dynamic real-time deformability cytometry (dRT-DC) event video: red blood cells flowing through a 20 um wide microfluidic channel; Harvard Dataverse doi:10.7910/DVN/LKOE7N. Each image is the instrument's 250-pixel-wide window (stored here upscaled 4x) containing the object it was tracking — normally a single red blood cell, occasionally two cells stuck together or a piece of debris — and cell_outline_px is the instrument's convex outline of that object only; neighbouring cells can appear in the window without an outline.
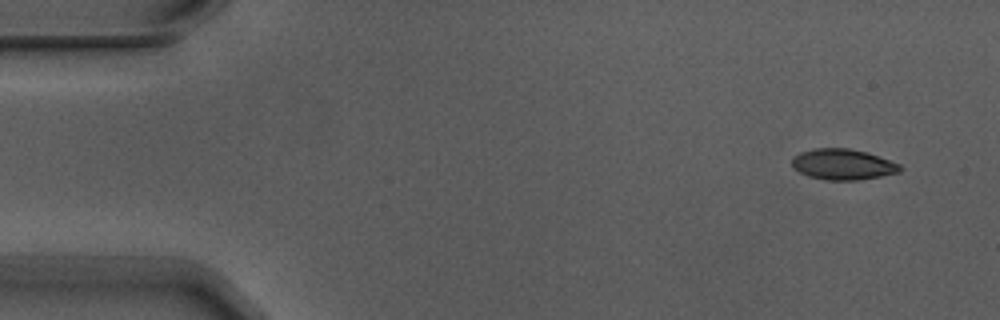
{"species": "Egyptian fruit bat (a non-hibernating species)", "species_latin": "Rousettus aegyptiacus", "temperature_condition": "warm", "stored_images_in_passage": 5, "camera_frame_rate_fps": 3000, "um_per_image_px": 0.085, "animal": {"sex": "male"}, "frame": {"image": 1, "passage_image": 1, "time_ms": 0.0, "image_size_px": [1000, 320], "cell_outline_px": [[904, 168], [900, 172], [880, 176], [856, 180], [828, 180], [808, 176], [792, 168], [792, 156], [800, 152], [816, 148], [848, 148], [864, 152], [900, 164]], "centroid_in_image_um": [71.61, 13.97], "position_along_channel_um": 13.4, "area_um2": 19.25}}
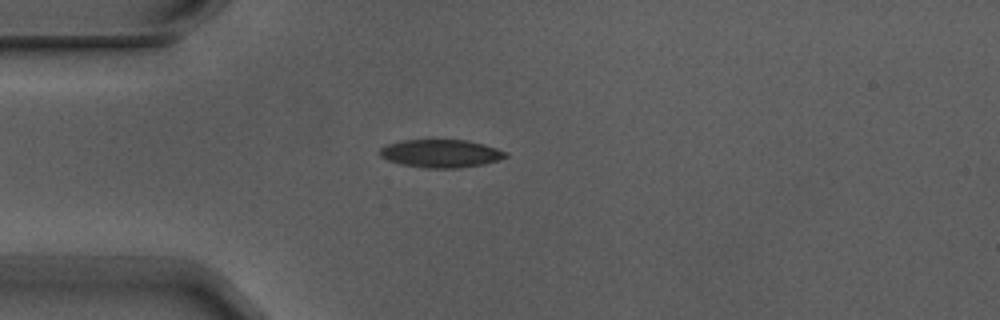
{"frame": {"image": 2, "passage_image": 4, "time_ms": 1.0, "image_size_px": [1000, 320], "cell_outline_px": [[508, 156], [500, 160], [484, 164], [456, 168], [428, 168], [400, 164], [388, 160], [380, 156], [380, 148], [388, 144], [404, 140], [468, 140], [484, 144], [508, 152]], "centroid_in_image_um": [37.51, 13.05], "position_along_channel_um": 47.5, "area_um2": 20.52}}